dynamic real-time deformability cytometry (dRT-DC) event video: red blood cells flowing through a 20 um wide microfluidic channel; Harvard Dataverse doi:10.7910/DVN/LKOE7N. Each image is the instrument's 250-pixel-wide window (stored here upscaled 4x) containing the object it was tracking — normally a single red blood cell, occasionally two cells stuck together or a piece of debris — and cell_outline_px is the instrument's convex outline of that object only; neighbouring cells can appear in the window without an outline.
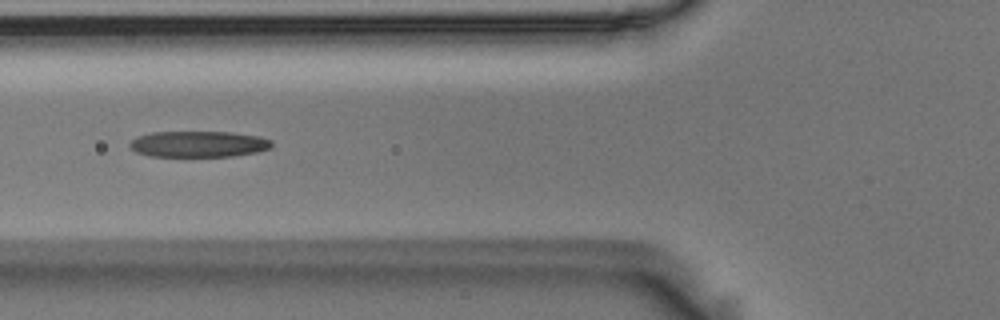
{"species": "Egyptian fruit bat (a non-hibernating species)", "species_latin": "Rousettus aegyptiacus", "temperature_condition": "room temperature", "stored_images_in_passage": 12, "camera_frame_rate_fps": 3000, "um_per_image_px": 0.085, "animal": {"sex": "male"}, "frame": {"image": 1, "passage_image": 6, "time_ms": 1.667, "image_size_px": [1000, 320], "cell_outline_px": [[272, 144], [268, 148], [256, 152], [232, 156], [148, 156], [136, 152], [128, 144], [132, 140], [140, 136], [152, 132], [232, 132], [260, 136], [272, 140]], "centroid_in_image_um": [16.88, 12.24], "position_along_channel_um": 108.9, "area_um2": 21.44}}